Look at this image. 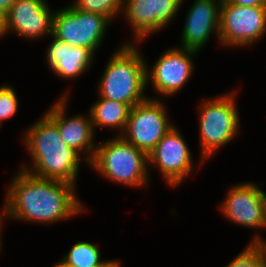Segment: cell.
Wrapping results in <instances>:
<instances>
[{
  "instance_id": "1",
  "label": "cell",
  "mask_w": 266,
  "mask_h": 267,
  "mask_svg": "<svg viewBox=\"0 0 266 267\" xmlns=\"http://www.w3.org/2000/svg\"><path fill=\"white\" fill-rule=\"evenodd\" d=\"M14 174L4 200L5 220L54 224L87 211L76 194V185L39 178L23 169Z\"/></svg>"
},
{
  "instance_id": "2",
  "label": "cell",
  "mask_w": 266,
  "mask_h": 267,
  "mask_svg": "<svg viewBox=\"0 0 266 267\" xmlns=\"http://www.w3.org/2000/svg\"><path fill=\"white\" fill-rule=\"evenodd\" d=\"M30 126L22 139L31 163H24L20 168L39 178L77 185L84 158L63 142L57 125L46 114Z\"/></svg>"
},
{
  "instance_id": "3",
  "label": "cell",
  "mask_w": 266,
  "mask_h": 267,
  "mask_svg": "<svg viewBox=\"0 0 266 267\" xmlns=\"http://www.w3.org/2000/svg\"><path fill=\"white\" fill-rule=\"evenodd\" d=\"M138 48L130 41L118 46L105 65L97 85V96L128 104L131 108L148 98L144 93L148 64Z\"/></svg>"
},
{
  "instance_id": "4",
  "label": "cell",
  "mask_w": 266,
  "mask_h": 267,
  "mask_svg": "<svg viewBox=\"0 0 266 267\" xmlns=\"http://www.w3.org/2000/svg\"><path fill=\"white\" fill-rule=\"evenodd\" d=\"M101 176L128 187H145L150 183L148 154L121 136L97 144L88 164Z\"/></svg>"
},
{
  "instance_id": "5",
  "label": "cell",
  "mask_w": 266,
  "mask_h": 267,
  "mask_svg": "<svg viewBox=\"0 0 266 267\" xmlns=\"http://www.w3.org/2000/svg\"><path fill=\"white\" fill-rule=\"evenodd\" d=\"M236 93L237 90L227 91L225 94L203 100L197 106L201 148L199 166L240 134Z\"/></svg>"
},
{
  "instance_id": "6",
  "label": "cell",
  "mask_w": 266,
  "mask_h": 267,
  "mask_svg": "<svg viewBox=\"0 0 266 267\" xmlns=\"http://www.w3.org/2000/svg\"><path fill=\"white\" fill-rule=\"evenodd\" d=\"M158 97H148L130 109L126 127L120 135L148 155L175 126L169 121L167 106Z\"/></svg>"
},
{
  "instance_id": "7",
  "label": "cell",
  "mask_w": 266,
  "mask_h": 267,
  "mask_svg": "<svg viewBox=\"0 0 266 267\" xmlns=\"http://www.w3.org/2000/svg\"><path fill=\"white\" fill-rule=\"evenodd\" d=\"M266 33V5L239 6L222 0L219 43L221 46L249 47Z\"/></svg>"
},
{
  "instance_id": "8",
  "label": "cell",
  "mask_w": 266,
  "mask_h": 267,
  "mask_svg": "<svg viewBox=\"0 0 266 267\" xmlns=\"http://www.w3.org/2000/svg\"><path fill=\"white\" fill-rule=\"evenodd\" d=\"M110 23L101 14L77 10L69 4L55 11L53 35L70 46L85 47L95 55Z\"/></svg>"
},
{
  "instance_id": "9",
  "label": "cell",
  "mask_w": 266,
  "mask_h": 267,
  "mask_svg": "<svg viewBox=\"0 0 266 267\" xmlns=\"http://www.w3.org/2000/svg\"><path fill=\"white\" fill-rule=\"evenodd\" d=\"M199 52L172 47L166 49L151 67L146 68L147 85L163 97L176 95L186 85L194 72V58Z\"/></svg>"
},
{
  "instance_id": "10",
  "label": "cell",
  "mask_w": 266,
  "mask_h": 267,
  "mask_svg": "<svg viewBox=\"0 0 266 267\" xmlns=\"http://www.w3.org/2000/svg\"><path fill=\"white\" fill-rule=\"evenodd\" d=\"M174 126L148 155L149 167L158 171L173 188L178 187L194 171L193 155L188 143Z\"/></svg>"
},
{
  "instance_id": "11",
  "label": "cell",
  "mask_w": 266,
  "mask_h": 267,
  "mask_svg": "<svg viewBox=\"0 0 266 267\" xmlns=\"http://www.w3.org/2000/svg\"><path fill=\"white\" fill-rule=\"evenodd\" d=\"M183 3L181 0H124L123 16L133 32V43L139 44L152 33L165 29Z\"/></svg>"
},
{
  "instance_id": "12",
  "label": "cell",
  "mask_w": 266,
  "mask_h": 267,
  "mask_svg": "<svg viewBox=\"0 0 266 267\" xmlns=\"http://www.w3.org/2000/svg\"><path fill=\"white\" fill-rule=\"evenodd\" d=\"M68 97L66 91L49 107L45 114L57 125L63 142L80 156L84 154V160L86 164H89L98 144L94 141L96 131L91 122L90 114L67 116Z\"/></svg>"
},
{
  "instance_id": "13",
  "label": "cell",
  "mask_w": 266,
  "mask_h": 267,
  "mask_svg": "<svg viewBox=\"0 0 266 267\" xmlns=\"http://www.w3.org/2000/svg\"><path fill=\"white\" fill-rule=\"evenodd\" d=\"M264 194L259 184L243 182L229 188L220 212L225 219L250 229H264Z\"/></svg>"
},
{
  "instance_id": "14",
  "label": "cell",
  "mask_w": 266,
  "mask_h": 267,
  "mask_svg": "<svg viewBox=\"0 0 266 267\" xmlns=\"http://www.w3.org/2000/svg\"><path fill=\"white\" fill-rule=\"evenodd\" d=\"M52 11L46 0H16L6 12V29L23 39H36L53 34Z\"/></svg>"
},
{
  "instance_id": "15",
  "label": "cell",
  "mask_w": 266,
  "mask_h": 267,
  "mask_svg": "<svg viewBox=\"0 0 266 267\" xmlns=\"http://www.w3.org/2000/svg\"><path fill=\"white\" fill-rule=\"evenodd\" d=\"M222 0H195L188 10L181 34V48L201 52L216 34L219 42L220 7Z\"/></svg>"
},
{
  "instance_id": "16",
  "label": "cell",
  "mask_w": 266,
  "mask_h": 267,
  "mask_svg": "<svg viewBox=\"0 0 266 267\" xmlns=\"http://www.w3.org/2000/svg\"><path fill=\"white\" fill-rule=\"evenodd\" d=\"M49 37L53 41L49 44L46 51V61L48 68L57 77L73 80L92 66L94 54L85 47H73L51 34Z\"/></svg>"
},
{
  "instance_id": "17",
  "label": "cell",
  "mask_w": 266,
  "mask_h": 267,
  "mask_svg": "<svg viewBox=\"0 0 266 267\" xmlns=\"http://www.w3.org/2000/svg\"><path fill=\"white\" fill-rule=\"evenodd\" d=\"M131 107L122 102H116L107 98L98 97L90 106L89 113L94 130L99 127L115 129L120 136L128 120Z\"/></svg>"
},
{
  "instance_id": "18",
  "label": "cell",
  "mask_w": 266,
  "mask_h": 267,
  "mask_svg": "<svg viewBox=\"0 0 266 267\" xmlns=\"http://www.w3.org/2000/svg\"><path fill=\"white\" fill-rule=\"evenodd\" d=\"M100 253L95 244L77 241L54 267H99L106 261L101 260Z\"/></svg>"
},
{
  "instance_id": "19",
  "label": "cell",
  "mask_w": 266,
  "mask_h": 267,
  "mask_svg": "<svg viewBox=\"0 0 266 267\" xmlns=\"http://www.w3.org/2000/svg\"><path fill=\"white\" fill-rule=\"evenodd\" d=\"M252 240L245 249L229 262L226 267H266V255L261 234L254 233Z\"/></svg>"
},
{
  "instance_id": "20",
  "label": "cell",
  "mask_w": 266,
  "mask_h": 267,
  "mask_svg": "<svg viewBox=\"0 0 266 267\" xmlns=\"http://www.w3.org/2000/svg\"><path fill=\"white\" fill-rule=\"evenodd\" d=\"M70 5L77 10L101 14L113 21L117 15L123 14L124 0H75Z\"/></svg>"
},
{
  "instance_id": "21",
  "label": "cell",
  "mask_w": 266,
  "mask_h": 267,
  "mask_svg": "<svg viewBox=\"0 0 266 267\" xmlns=\"http://www.w3.org/2000/svg\"><path fill=\"white\" fill-rule=\"evenodd\" d=\"M12 85H0V122L12 118L18 111V98Z\"/></svg>"
},
{
  "instance_id": "22",
  "label": "cell",
  "mask_w": 266,
  "mask_h": 267,
  "mask_svg": "<svg viewBox=\"0 0 266 267\" xmlns=\"http://www.w3.org/2000/svg\"><path fill=\"white\" fill-rule=\"evenodd\" d=\"M230 3L237 4L239 6H259L266 5V0H225Z\"/></svg>"
},
{
  "instance_id": "23",
  "label": "cell",
  "mask_w": 266,
  "mask_h": 267,
  "mask_svg": "<svg viewBox=\"0 0 266 267\" xmlns=\"http://www.w3.org/2000/svg\"><path fill=\"white\" fill-rule=\"evenodd\" d=\"M6 29V11L0 8V38L5 36Z\"/></svg>"
},
{
  "instance_id": "24",
  "label": "cell",
  "mask_w": 266,
  "mask_h": 267,
  "mask_svg": "<svg viewBox=\"0 0 266 267\" xmlns=\"http://www.w3.org/2000/svg\"><path fill=\"white\" fill-rule=\"evenodd\" d=\"M2 209H3V210H1V212H0V250L2 249L1 247H2V243H3V242H2V241H3V240H2V239H3V238H2V237H3V236H2V233H3V231H2V230H3V229H2V224H4L3 221L5 220V208H4V206L2 207Z\"/></svg>"
},
{
  "instance_id": "25",
  "label": "cell",
  "mask_w": 266,
  "mask_h": 267,
  "mask_svg": "<svg viewBox=\"0 0 266 267\" xmlns=\"http://www.w3.org/2000/svg\"><path fill=\"white\" fill-rule=\"evenodd\" d=\"M121 264L119 260H106L101 266L99 267H120Z\"/></svg>"
},
{
  "instance_id": "26",
  "label": "cell",
  "mask_w": 266,
  "mask_h": 267,
  "mask_svg": "<svg viewBox=\"0 0 266 267\" xmlns=\"http://www.w3.org/2000/svg\"><path fill=\"white\" fill-rule=\"evenodd\" d=\"M16 0H0V8L5 10L6 12L9 10L10 6L15 2Z\"/></svg>"
},
{
  "instance_id": "27",
  "label": "cell",
  "mask_w": 266,
  "mask_h": 267,
  "mask_svg": "<svg viewBox=\"0 0 266 267\" xmlns=\"http://www.w3.org/2000/svg\"><path fill=\"white\" fill-rule=\"evenodd\" d=\"M264 228L266 229V193L264 194Z\"/></svg>"
},
{
  "instance_id": "28",
  "label": "cell",
  "mask_w": 266,
  "mask_h": 267,
  "mask_svg": "<svg viewBox=\"0 0 266 267\" xmlns=\"http://www.w3.org/2000/svg\"><path fill=\"white\" fill-rule=\"evenodd\" d=\"M264 252H265V255H266V242H264Z\"/></svg>"
}]
</instances>
